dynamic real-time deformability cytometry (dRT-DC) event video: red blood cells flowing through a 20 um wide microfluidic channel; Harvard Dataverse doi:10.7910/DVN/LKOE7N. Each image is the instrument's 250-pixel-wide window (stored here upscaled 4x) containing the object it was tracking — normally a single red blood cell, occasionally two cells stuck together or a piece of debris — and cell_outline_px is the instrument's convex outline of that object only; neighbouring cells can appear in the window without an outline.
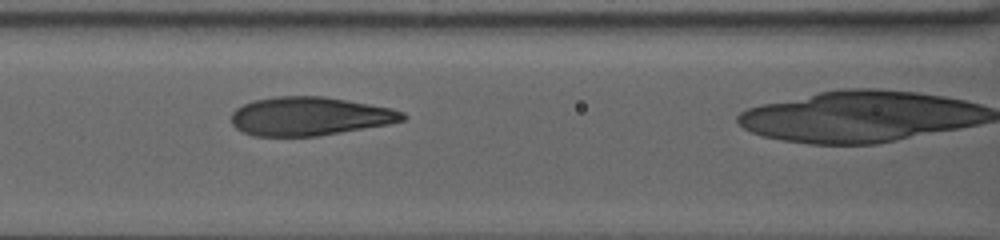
{"species": "human", "species_latin": "Homo sapiens", "temperature_condition": "warm", "stored_images_in_passage": 34, "camera_frame_rate_fps": 3000, "um_per_image_px": 0.085, "donor": {"sex": "female"}, "frame": {"image": 1, "passage_image": 5, "time_ms": 1.333, "image_size_px": [1000, 240], "cell_outline_px": [[408, 116], [404, 120], [388, 124], [316, 136], [252, 136], [236, 128], [232, 124], [232, 112], [236, 108], [252, 100], [276, 96], [324, 96], [392, 108], [404, 112]], "centroid_in_image_um": [26.31, 9.87], "position_along_channel_um": 140.3, "area_um2": 38.49}}
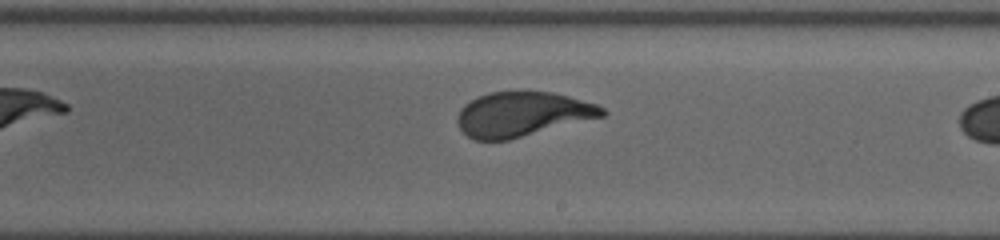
{"frame": {"image": 2, "passage_image": 17, "time_ms": 5.333, "image_size_px": [1000, 240], "cell_outline_px": [[608, 112], [604, 116], [508, 140], [472, 140], [460, 128], [456, 120], [460, 108], [464, 104], [488, 92], [524, 88], [552, 92], [568, 96], [596, 104], [604, 108]], "centroid_in_image_um": [44.39, 9.66], "position_along_channel_um": 244.6, "area_um2": 38.32}}
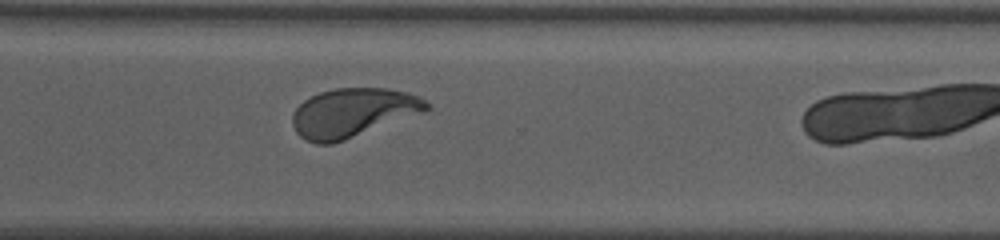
{"frame": {"image": 3, "passage_image": 28, "time_ms": 9.0, "image_size_px": [1000, 240], "cell_outline_px": [[432, 108], [344, 140], [332, 144], [316, 144], [304, 140], [296, 132], [292, 124], [292, 112], [304, 100], [320, 92], [336, 88], [388, 88], [408, 92], [420, 96], [432, 104]], "centroid_in_image_um": [29.98, 9.57], "position_along_channel_um": 340.6, "area_um2": 38.09}}